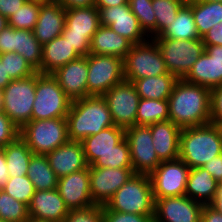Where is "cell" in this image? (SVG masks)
Here are the masks:
<instances>
[{"instance_id": "cell-54", "label": "cell", "mask_w": 222, "mask_h": 222, "mask_svg": "<svg viewBox=\"0 0 222 222\" xmlns=\"http://www.w3.org/2000/svg\"><path fill=\"white\" fill-rule=\"evenodd\" d=\"M129 0H95L96 8H106L128 4Z\"/></svg>"}, {"instance_id": "cell-34", "label": "cell", "mask_w": 222, "mask_h": 222, "mask_svg": "<svg viewBox=\"0 0 222 222\" xmlns=\"http://www.w3.org/2000/svg\"><path fill=\"white\" fill-rule=\"evenodd\" d=\"M200 37L222 21V3L193 0L188 2Z\"/></svg>"}, {"instance_id": "cell-20", "label": "cell", "mask_w": 222, "mask_h": 222, "mask_svg": "<svg viewBox=\"0 0 222 222\" xmlns=\"http://www.w3.org/2000/svg\"><path fill=\"white\" fill-rule=\"evenodd\" d=\"M89 166L58 179L57 190L69 210L94 205L90 193Z\"/></svg>"}, {"instance_id": "cell-42", "label": "cell", "mask_w": 222, "mask_h": 222, "mask_svg": "<svg viewBox=\"0 0 222 222\" xmlns=\"http://www.w3.org/2000/svg\"><path fill=\"white\" fill-rule=\"evenodd\" d=\"M2 190L27 206H29L35 192L33 183L27 175L9 177Z\"/></svg>"}, {"instance_id": "cell-17", "label": "cell", "mask_w": 222, "mask_h": 222, "mask_svg": "<svg viewBox=\"0 0 222 222\" xmlns=\"http://www.w3.org/2000/svg\"><path fill=\"white\" fill-rule=\"evenodd\" d=\"M202 209L186 195L155 199L154 222H200Z\"/></svg>"}, {"instance_id": "cell-4", "label": "cell", "mask_w": 222, "mask_h": 222, "mask_svg": "<svg viewBox=\"0 0 222 222\" xmlns=\"http://www.w3.org/2000/svg\"><path fill=\"white\" fill-rule=\"evenodd\" d=\"M105 207L116 212L154 215L155 199L150 176L134 174L115 192Z\"/></svg>"}, {"instance_id": "cell-27", "label": "cell", "mask_w": 222, "mask_h": 222, "mask_svg": "<svg viewBox=\"0 0 222 222\" xmlns=\"http://www.w3.org/2000/svg\"><path fill=\"white\" fill-rule=\"evenodd\" d=\"M74 47L62 35L43 45L41 74H51L68 62L79 58Z\"/></svg>"}, {"instance_id": "cell-2", "label": "cell", "mask_w": 222, "mask_h": 222, "mask_svg": "<svg viewBox=\"0 0 222 222\" xmlns=\"http://www.w3.org/2000/svg\"><path fill=\"white\" fill-rule=\"evenodd\" d=\"M66 118L69 141H82L115 125L103 96H89L72 101Z\"/></svg>"}, {"instance_id": "cell-35", "label": "cell", "mask_w": 222, "mask_h": 222, "mask_svg": "<svg viewBox=\"0 0 222 222\" xmlns=\"http://www.w3.org/2000/svg\"><path fill=\"white\" fill-rule=\"evenodd\" d=\"M169 120L168 100L140 98L136 114V125H151Z\"/></svg>"}, {"instance_id": "cell-11", "label": "cell", "mask_w": 222, "mask_h": 222, "mask_svg": "<svg viewBox=\"0 0 222 222\" xmlns=\"http://www.w3.org/2000/svg\"><path fill=\"white\" fill-rule=\"evenodd\" d=\"M103 98L108 104L116 126L126 129L136 125L140 96L131 81L124 79L108 90Z\"/></svg>"}, {"instance_id": "cell-58", "label": "cell", "mask_w": 222, "mask_h": 222, "mask_svg": "<svg viewBox=\"0 0 222 222\" xmlns=\"http://www.w3.org/2000/svg\"><path fill=\"white\" fill-rule=\"evenodd\" d=\"M216 195H222V180L218 182V189Z\"/></svg>"}, {"instance_id": "cell-5", "label": "cell", "mask_w": 222, "mask_h": 222, "mask_svg": "<svg viewBox=\"0 0 222 222\" xmlns=\"http://www.w3.org/2000/svg\"><path fill=\"white\" fill-rule=\"evenodd\" d=\"M19 137L33 154L46 155L69 141L67 118L31 120L20 128Z\"/></svg>"}, {"instance_id": "cell-21", "label": "cell", "mask_w": 222, "mask_h": 222, "mask_svg": "<svg viewBox=\"0 0 222 222\" xmlns=\"http://www.w3.org/2000/svg\"><path fill=\"white\" fill-rule=\"evenodd\" d=\"M28 212L33 220L63 222L69 209L57 189L35 190Z\"/></svg>"}, {"instance_id": "cell-12", "label": "cell", "mask_w": 222, "mask_h": 222, "mask_svg": "<svg viewBox=\"0 0 222 222\" xmlns=\"http://www.w3.org/2000/svg\"><path fill=\"white\" fill-rule=\"evenodd\" d=\"M135 174L150 175L161 163L156 154L149 126L134 125L125 129Z\"/></svg>"}, {"instance_id": "cell-38", "label": "cell", "mask_w": 222, "mask_h": 222, "mask_svg": "<svg viewBox=\"0 0 222 222\" xmlns=\"http://www.w3.org/2000/svg\"><path fill=\"white\" fill-rule=\"evenodd\" d=\"M0 219L7 222H28V206L0 190Z\"/></svg>"}, {"instance_id": "cell-33", "label": "cell", "mask_w": 222, "mask_h": 222, "mask_svg": "<svg viewBox=\"0 0 222 222\" xmlns=\"http://www.w3.org/2000/svg\"><path fill=\"white\" fill-rule=\"evenodd\" d=\"M27 177L35 190L56 189L58 177L49 165L46 155L33 154L28 165Z\"/></svg>"}, {"instance_id": "cell-31", "label": "cell", "mask_w": 222, "mask_h": 222, "mask_svg": "<svg viewBox=\"0 0 222 222\" xmlns=\"http://www.w3.org/2000/svg\"><path fill=\"white\" fill-rule=\"evenodd\" d=\"M178 79L169 72L164 75L137 79L133 82L140 98L168 100Z\"/></svg>"}, {"instance_id": "cell-60", "label": "cell", "mask_w": 222, "mask_h": 222, "mask_svg": "<svg viewBox=\"0 0 222 222\" xmlns=\"http://www.w3.org/2000/svg\"><path fill=\"white\" fill-rule=\"evenodd\" d=\"M42 3H57V0H36Z\"/></svg>"}, {"instance_id": "cell-49", "label": "cell", "mask_w": 222, "mask_h": 222, "mask_svg": "<svg viewBox=\"0 0 222 222\" xmlns=\"http://www.w3.org/2000/svg\"><path fill=\"white\" fill-rule=\"evenodd\" d=\"M217 181L222 180V154L214 157L211 161L202 166Z\"/></svg>"}, {"instance_id": "cell-43", "label": "cell", "mask_w": 222, "mask_h": 222, "mask_svg": "<svg viewBox=\"0 0 222 222\" xmlns=\"http://www.w3.org/2000/svg\"><path fill=\"white\" fill-rule=\"evenodd\" d=\"M63 222H103V206L91 205L69 210Z\"/></svg>"}, {"instance_id": "cell-41", "label": "cell", "mask_w": 222, "mask_h": 222, "mask_svg": "<svg viewBox=\"0 0 222 222\" xmlns=\"http://www.w3.org/2000/svg\"><path fill=\"white\" fill-rule=\"evenodd\" d=\"M0 59H5L6 74L12 80L27 78L37 71L26 61V59L15 52L0 54Z\"/></svg>"}, {"instance_id": "cell-40", "label": "cell", "mask_w": 222, "mask_h": 222, "mask_svg": "<svg viewBox=\"0 0 222 222\" xmlns=\"http://www.w3.org/2000/svg\"><path fill=\"white\" fill-rule=\"evenodd\" d=\"M129 6L144 33L150 39L156 37V17L152 0H129Z\"/></svg>"}, {"instance_id": "cell-15", "label": "cell", "mask_w": 222, "mask_h": 222, "mask_svg": "<svg viewBox=\"0 0 222 222\" xmlns=\"http://www.w3.org/2000/svg\"><path fill=\"white\" fill-rule=\"evenodd\" d=\"M134 174L132 168L89 166L90 193L94 205L105 206L115 192Z\"/></svg>"}, {"instance_id": "cell-7", "label": "cell", "mask_w": 222, "mask_h": 222, "mask_svg": "<svg viewBox=\"0 0 222 222\" xmlns=\"http://www.w3.org/2000/svg\"><path fill=\"white\" fill-rule=\"evenodd\" d=\"M124 79L132 83L137 79L168 73L165 61L153 39L132 45L123 59Z\"/></svg>"}, {"instance_id": "cell-45", "label": "cell", "mask_w": 222, "mask_h": 222, "mask_svg": "<svg viewBox=\"0 0 222 222\" xmlns=\"http://www.w3.org/2000/svg\"><path fill=\"white\" fill-rule=\"evenodd\" d=\"M103 222H154V215L110 211L103 206Z\"/></svg>"}, {"instance_id": "cell-53", "label": "cell", "mask_w": 222, "mask_h": 222, "mask_svg": "<svg viewBox=\"0 0 222 222\" xmlns=\"http://www.w3.org/2000/svg\"><path fill=\"white\" fill-rule=\"evenodd\" d=\"M8 168L6 166V158L4 151L0 148V190H2L9 179Z\"/></svg>"}, {"instance_id": "cell-51", "label": "cell", "mask_w": 222, "mask_h": 222, "mask_svg": "<svg viewBox=\"0 0 222 222\" xmlns=\"http://www.w3.org/2000/svg\"><path fill=\"white\" fill-rule=\"evenodd\" d=\"M200 222H222V214L210 205H203Z\"/></svg>"}, {"instance_id": "cell-13", "label": "cell", "mask_w": 222, "mask_h": 222, "mask_svg": "<svg viewBox=\"0 0 222 222\" xmlns=\"http://www.w3.org/2000/svg\"><path fill=\"white\" fill-rule=\"evenodd\" d=\"M189 171L180 158L161 162L149 175L154 199L185 195Z\"/></svg>"}, {"instance_id": "cell-61", "label": "cell", "mask_w": 222, "mask_h": 222, "mask_svg": "<svg viewBox=\"0 0 222 222\" xmlns=\"http://www.w3.org/2000/svg\"><path fill=\"white\" fill-rule=\"evenodd\" d=\"M202 1H207V2H221V3H222V0H202Z\"/></svg>"}, {"instance_id": "cell-6", "label": "cell", "mask_w": 222, "mask_h": 222, "mask_svg": "<svg viewBox=\"0 0 222 222\" xmlns=\"http://www.w3.org/2000/svg\"><path fill=\"white\" fill-rule=\"evenodd\" d=\"M71 103L52 74L37 72L32 120L67 117Z\"/></svg>"}, {"instance_id": "cell-1", "label": "cell", "mask_w": 222, "mask_h": 222, "mask_svg": "<svg viewBox=\"0 0 222 222\" xmlns=\"http://www.w3.org/2000/svg\"><path fill=\"white\" fill-rule=\"evenodd\" d=\"M211 90L178 79L168 98L169 120L180 128L211 123Z\"/></svg>"}, {"instance_id": "cell-47", "label": "cell", "mask_w": 222, "mask_h": 222, "mask_svg": "<svg viewBox=\"0 0 222 222\" xmlns=\"http://www.w3.org/2000/svg\"><path fill=\"white\" fill-rule=\"evenodd\" d=\"M211 123L222 126V85L211 90Z\"/></svg>"}, {"instance_id": "cell-57", "label": "cell", "mask_w": 222, "mask_h": 222, "mask_svg": "<svg viewBox=\"0 0 222 222\" xmlns=\"http://www.w3.org/2000/svg\"><path fill=\"white\" fill-rule=\"evenodd\" d=\"M8 25V20L0 14V32Z\"/></svg>"}, {"instance_id": "cell-59", "label": "cell", "mask_w": 222, "mask_h": 222, "mask_svg": "<svg viewBox=\"0 0 222 222\" xmlns=\"http://www.w3.org/2000/svg\"><path fill=\"white\" fill-rule=\"evenodd\" d=\"M3 108V90H0V111Z\"/></svg>"}, {"instance_id": "cell-55", "label": "cell", "mask_w": 222, "mask_h": 222, "mask_svg": "<svg viewBox=\"0 0 222 222\" xmlns=\"http://www.w3.org/2000/svg\"><path fill=\"white\" fill-rule=\"evenodd\" d=\"M12 79L6 74L5 59H0V90H3Z\"/></svg>"}, {"instance_id": "cell-44", "label": "cell", "mask_w": 222, "mask_h": 222, "mask_svg": "<svg viewBox=\"0 0 222 222\" xmlns=\"http://www.w3.org/2000/svg\"><path fill=\"white\" fill-rule=\"evenodd\" d=\"M19 133L20 128L3 111H0V148L15 141Z\"/></svg>"}, {"instance_id": "cell-56", "label": "cell", "mask_w": 222, "mask_h": 222, "mask_svg": "<svg viewBox=\"0 0 222 222\" xmlns=\"http://www.w3.org/2000/svg\"><path fill=\"white\" fill-rule=\"evenodd\" d=\"M209 205L222 214V195H215L213 201Z\"/></svg>"}, {"instance_id": "cell-39", "label": "cell", "mask_w": 222, "mask_h": 222, "mask_svg": "<svg viewBox=\"0 0 222 222\" xmlns=\"http://www.w3.org/2000/svg\"><path fill=\"white\" fill-rule=\"evenodd\" d=\"M92 166L100 168H132L129 145L125 137L115 146L113 151L102 155Z\"/></svg>"}, {"instance_id": "cell-29", "label": "cell", "mask_w": 222, "mask_h": 222, "mask_svg": "<svg viewBox=\"0 0 222 222\" xmlns=\"http://www.w3.org/2000/svg\"><path fill=\"white\" fill-rule=\"evenodd\" d=\"M100 26V12L96 6L66 10L64 30H69V34L87 35L91 39Z\"/></svg>"}, {"instance_id": "cell-18", "label": "cell", "mask_w": 222, "mask_h": 222, "mask_svg": "<svg viewBox=\"0 0 222 222\" xmlns=\"http://www.w3.org/2000/svg\"><path fill=\"white\" fill-rule=\"evenodd\" d=\"M97 9L100 12V24L109 26L133 45L143 43L149 39L141 29L137 17L131 12L129 3Z\"/></svg>"}, {"instance_id": "cell-62", "label": "cell", "mask_w": 222, "mask_h": 222, "mask_svg": "<svg viewBox=\"0 0 222 222\" xmlns=\"http://www.w3.org/2000/svg\"><path fill=\"white\" fill-rule=\"evenodd\" d=\"M30 222H48V221H40V220H33V219H30Z\"/></svg>"}, {"instance_id": "cell-32", "label": "cell", "mask_w": 222, "mask_h": 222, "mask_svg": "<svg viewBox=\"0 0 222 222\" xmlns=\"http://www.w3.org/2000/svg\"><path fill=\"white\" fill-rule=\"evenodd\" d=\"M10 177L27 175L28 165L33 155L28 145L18 137L12 143L2 147Z\"/></svg>"}, {"instance_id": "cell-24", "label": "cell", "mask_w": 222, "mask_h": 222, "mask_svg": "<svg viewBox=\"0 0 222 222\" xmlns=\"http://www.w3.org/2000/svg\"><path fill=\"white\" fill-rule=\"evenodd\" d=\"M66 9L58 3H43L33 33L43 46L57 36L65 27Z\"/></svg>"}, {"instance_id": "cell-26", "label": "cell", "mask_w": 222, "mask_h": 222, "mask_svg": "<svg viewBox=\"0 0 222 222\" xmlns=\"http://www.w3.org/2000/svg\"><path fill=\"white\" fill-rule=\"evenodd\" d=\"M132 45L109 26L101 25L91 38L89 54L116 56L123 60Z\"/></svg>"}, {"instance_id": "cell-23", "label": "cell", "mask_w": 222, "mask_h": 222, "mask_svg": "<svg viewBox=\"0 0 222 222\" xmlns=\"http://www.w3.org/2000/svg\"><path fill=\"white\" fill-rule=\"evenodd\" d=\"M158 159L171 161L179 158L181 128L166 120L148 125Z\"/></svg>"}, {"instance_id": "cell-37", "label": "cell", "mask_w": 222, "mask_h": 222, "mask_svg": "<svg viewBox=\"0 0 222 222\" xmlns=\"http://www.w3.org/2000/svg\"><path fill=\"white\" fill-rule=\"evenodd\" d=\"M42 2L36 0L26 1L8 20V26L15 29L33 31L38 20Z\"/></svg>"}, {"instance_id": "cell-50", "label": "cell", "mask_w": 222, "mask_h": 222, "mask_svg": "<svg viewBox=\"0 0 222 222\" xmlns=\"http://www.w3.org/2000/svg\"><path fill=\"white\" fill-rule=\"evenodd\" d=\"M27 0H0V14L7 19L26 2Z\"/></svg>"}, {"instance_id": "cell-16", "label": "cell", "mask_w": 222, "mask_h": 222, "mask_svg": "<svg viewBox=\"0 0 222 222\" xmlns=\"http://www.w3.org/2000/svg\"><path fill=\"white\" fill-rule=\"evenodd\" d=\"M183 79L210 90L222 85V45H205V51Z\"/></svg>"}, {"instance_id": "cell-25", "label": "cell", "mask_w": 222, "mask_h": 222, "mask_svg": "<svg viewBox=\"0 0 222 222\" xmlns=\"http://www.w3.org/2000/svg\"><path fill=\"white\" fill-rule=\"evenodd\" d=\"M125 137V129L116 125L103 129L98 134L84 138L81 143L88 166L102 155L108 154Z\"/></svg>"}, {"instance_id": "cell-28", "label": "cell", "mask_w": 222, "mask_h": 222, "mask_svg": "<svg viewBox=\"0 0 222 222\" xmlns=\"http://www.w3.org/2000/svg\"><path fill=\"white\" fill-rule=\"evenodd\" d=\"M218 182L202 167L190 168L185 195L203 205H209L217 192Z\"/></svg>"}, {"instance_id": "cell-8", "label": "cell", "mask_w": 222, "mask_h": 222, "mask_svg": "<svg viewBox=\"0 0 222 222\" xmlns=\"http://www.w3.org/2000/svg\"><path fill=\"white\" fill-rule=\"evenodd\" d=\"M152 39L158 45L168 72L177 79H183L205 51L201 38L179 40L154 37Z\"/></svg>"}, {"instance_id": "cell-22", "label": "cell", "mask_w": 222, "mask_h": 222, "mask_svg": "<svg viewBox=\"0 0 222 222\" xmlns=\"http://www.w3.org/2000/svg\"><path fill=\"white\" fill-rule=\"evenodd\" d=\"M46 157L58 178L88 167L81 141H68L47 153Z\"/></svg>"}, {"instance_id": "cell-52", "label": "cell", "mask_w": 222, "mask_h": 222, "mask_svg": "<svg viewBox=\"0 0 222 222\" xmlns=\"http://www.w3.org/2000/svg\"><path fill=\"white\" fill-rule=\"evenodd\" d=\"M57 3L62 5L66 10L95 6V0H57Z\"/></svg>"}, {"instance_id": "cell-9", "label": "cell", "mask_w": 222, "mask_h": 222, "mask_svg": "<svg viewBox=\"0 0 222 222\" xmlns=\"http://www.w3.org/2000/svg\"><path fill=\"white\" fill-rule=\"evenodd\" d=\"M37 72L27 78L12 80L3 89L2 111L19 128L32 120Z\"/></svg>"}, {"instance_id": "cell-30", "label": "cell", "mask_w": 222, "mask_h": 222, "mask_svg": "<svg viewBox=\"0 0 222 222\" xmlns=\"http://www.w3.org/2000/svg\"><path fill=\"white\" fill-rule=\"evenodd\" d=\"M157 38L193 40L201 38L192 14L191 5L186 2L178 11L174 21Z\"/></svg>"}, {"instance_id": "cell-3", "label": "cell", "mask_w": 222, "mask_h": 222, "mask_svg": "<svg viewBox=\"0 0 222 222\" xmlns=\"http://www.w3.org/2000/svg\"><path fill=\"white\" fill-rule=\"evenodd\" d=\"M222 154V126L209 123L181 128L179 158L189 168L202 167Z\"/></svg>"}, {"instance_id": "cell-10", "label": "cell", "mask_w": 222, "mask_h": 222, "mask_svg": "<svg viewBox=\"0 0 222 222\" xmlns=\"http://www.w3.org/2000/svg\"><path fill=\"white\" fill-rule=\"evenodd\" d=\"M88 96H103L124 80L123 60L116 56L88 54Z\"/></svg>"}, {"instance_id": "cell-19", "label": "cell", "mask_w": 222, "mask_h": 222, "mask_svg": "<svg viewBox=\"0 0 222 222\" xmlns=\"http://www.w3.org/2000/svg\"><path fill=\"white\" fill-rule=\"evenodd\" d=\"M51 74L72 101L89 97L87 90V56H80L66 65L59 67Z\"/></svg>"}, {"instance_id": "cell-46", "label": "cell", "mask_w": 222, "mask_h": 222, "mask_svg": "<svg viewBox=\"0 0 222 222\" xmlns=\"http://www.w3.org/2000/svg\"><path fill=\"white\" fill-rule=\"evenodd\" d=\"M61 35L74 47L79 56L89 54L91 39L87 35L69 34V30H63Z\"/></svg>"}, {"instance_id": "cell-14", "label": "cell", "mask_w": 222, "mask_h": 222, "mask_svg": "<svg viewBox=\"0 0 222 222\" xmlns=\"http://www.w3.org/2000/svg\"><path fill=\"white\" fill-rule=\"evenodd\" d=\"M42 49L43 46L31 30L15 29L7 25L0 32V54L7 52L18 53L40 73Z\"/></svg>"}, {"instance_id": "cell-48", "label": "cell", "mask_w": 222, "mask_h": 222, "mask_svg": "<svg viewBox=\"0 0 222 222\" xmlns=\"http://www.w3.org/2000/svg\"><path fill=\"white\" fill-rule=\"evenodd\" d=\"M201 39L204 45H222V21H220L219 24L213 25Z\"/></svg>"}, {"instance_id": "cell-36", "label": "cell", "mask_w": 222, "mask_h": 222, "mask_svg": "<svg viewBox=\"0 0 222 222\" xmlns=\"http://www.w3.org/2000/svg\"><path fill=\"white\" fill-rule=\"evenodd\" d=\"M186 0H152L156 17V37L159 36L177 16Z\"/></svg>"}]
</instances>
